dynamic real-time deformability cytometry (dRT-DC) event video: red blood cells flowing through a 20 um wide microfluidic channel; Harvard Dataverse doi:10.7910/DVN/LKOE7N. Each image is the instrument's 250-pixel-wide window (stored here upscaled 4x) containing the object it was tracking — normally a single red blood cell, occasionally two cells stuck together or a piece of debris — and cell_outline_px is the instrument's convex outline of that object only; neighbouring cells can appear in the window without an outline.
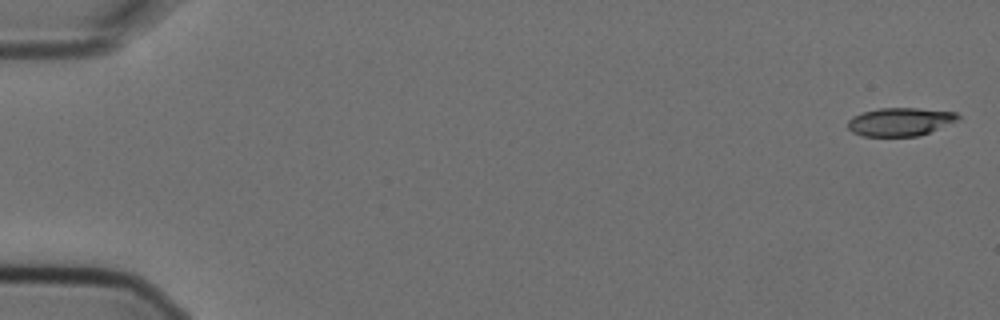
{"species": "Egyptian fruit bat (a non-hibernating species)", "species_latin": "Rousettus aegyptiacus", "temperature_condition": "cold", "stored_images_in_passage": 7, "camera_frame_rate_fps": 3000, "um_per_image_px": 0.085, "animal": {"sex": "female"}, "frame": {"image": 1, "passage_image": 1, "time_ms": 0.0, "image_size_px": [1000, 320], "cell_outline_px": [[960, 116], [956, 120], [920, 136], [860, 136], [852, 132], [848, 128], [848, 120], [852, 116], [864, 112], [880, 108], [916, 108], [956, 112]], "centroid_in_image_um": [76.46, 10.35], "position_along_channel_um": 8.5, "area_um2": 17.98}}
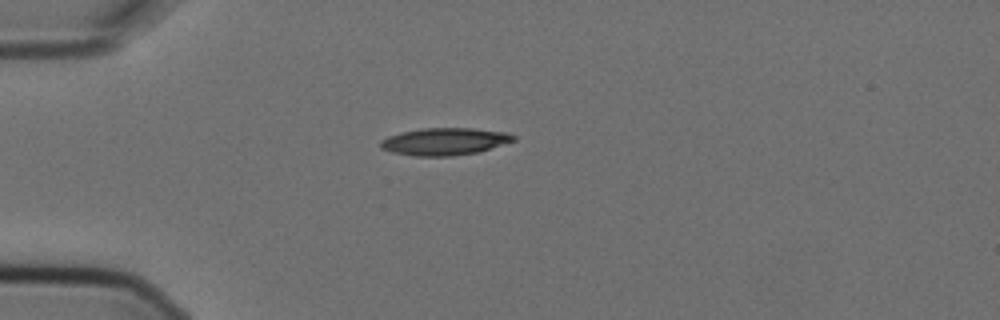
{"frame": {"image": 2, "passage_image": 5, "time_ms": 1.333, "image_size_px": [1000, 320], "cell_outline_px": [[516, 140], [476, 152], [452, 156], [416, 156], [392, 152], [380, 148], [380, 140], [388, 136], [400, 132], [424, 128], [472, 128], [508, 132], [516, 136]], "centroid_in_image_um": [37.77, 12.02], "position_along_channel_um": 47.2, "area_um2": 21.1}}
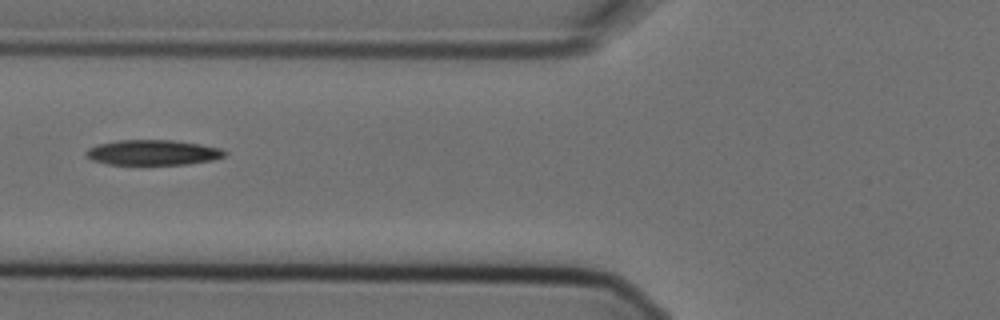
{"frame": {"image": 3, "passage_image": 7, "time_ms": 2.0, "image_size_px": [1000, 320], "cell_outline_px": [[228, 152], [224, 156], [212, 160], [188, 164], [108, 164], [92, 160], [84, 156], [84, 152], [88, 148], [100, 144], [116, 140], [172, 140], [200, 144], [220, 148]], "centroid_in_image_um": [12.97, 12.96], "position_along_channel_um": 112.8, "area_um2": 20.35}}